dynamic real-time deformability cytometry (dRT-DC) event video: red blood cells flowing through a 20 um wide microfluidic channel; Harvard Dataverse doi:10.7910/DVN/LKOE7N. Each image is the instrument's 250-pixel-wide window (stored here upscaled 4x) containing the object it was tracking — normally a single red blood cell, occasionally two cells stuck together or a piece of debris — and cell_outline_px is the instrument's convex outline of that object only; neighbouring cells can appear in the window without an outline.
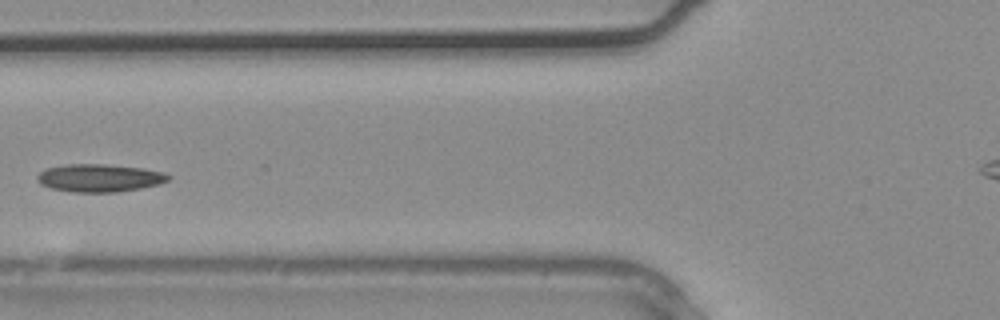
{"species": "common noctule bat (a hibernating species)", "species_latin": "Nyctalus noctula", "temperature_condition": "warm", "stored_images_in_passage": 3, "camera_frame_rate_fps": 3000, "um_per_image_px": 0.085, "animal": {"sex": "male", "body_mass_g": 20.4}, "frame": {"image": 1, "passage_image": 3, "time_ms": 0.667, "image_size_px": [1000, 320], "cell_outline_px": [[172, 176], [168, 180], [160, 184], [140, 188], [116, 192], [72, 192], [52, 188], [40, 184], [36, 180], [36, 176], [44, 168], [64, 164], [104, 164], [144, 168], [164, 172]], "centroid_in_image_um": [8.44, 15.12], "position_along_channel_um": 117.4, "area_um2": 21.44}}